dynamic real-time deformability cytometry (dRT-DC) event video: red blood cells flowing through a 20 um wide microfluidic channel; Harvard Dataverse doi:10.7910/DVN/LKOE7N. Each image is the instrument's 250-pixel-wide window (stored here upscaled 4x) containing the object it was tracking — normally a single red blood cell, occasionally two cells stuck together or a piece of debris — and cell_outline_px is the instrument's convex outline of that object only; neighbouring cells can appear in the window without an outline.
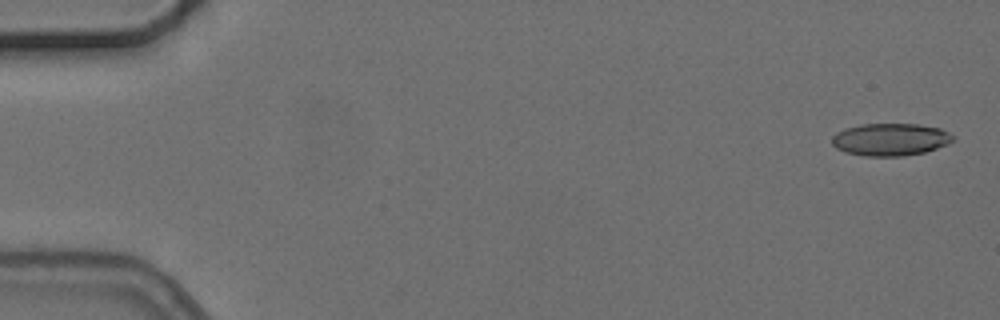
{"species": "common noctule bat (a hibernating species)", "species_latin": "Nyctalus noctula", "temperature_condition": "cold", "stored_images_in_passage": 3, "camera_frame_rate_fps": 3000, "um_per_image_px": 0.085, "animal": {"sex": "female", "body_mass_g": 24.6, "forearm_length_mm": 56.2}, "frame": {"image": 1, "passage_image": 1, "time_ms": 0.0, "image_size_px": [1000, 320], "cell_outline_px": [[956, 140], [948, 144], [924, 152], [904, 156], [864, 156], [844, 152], [836, 148], [832, 144], [832, 136], [836, 132], [844, 128], [860, 124], [920, 124], [940, 128], [956, 136]], "centroid_in_image_um": [75.69, 11.85], "position_along_channel_um": 9.3, "area_um2": 23.18}}